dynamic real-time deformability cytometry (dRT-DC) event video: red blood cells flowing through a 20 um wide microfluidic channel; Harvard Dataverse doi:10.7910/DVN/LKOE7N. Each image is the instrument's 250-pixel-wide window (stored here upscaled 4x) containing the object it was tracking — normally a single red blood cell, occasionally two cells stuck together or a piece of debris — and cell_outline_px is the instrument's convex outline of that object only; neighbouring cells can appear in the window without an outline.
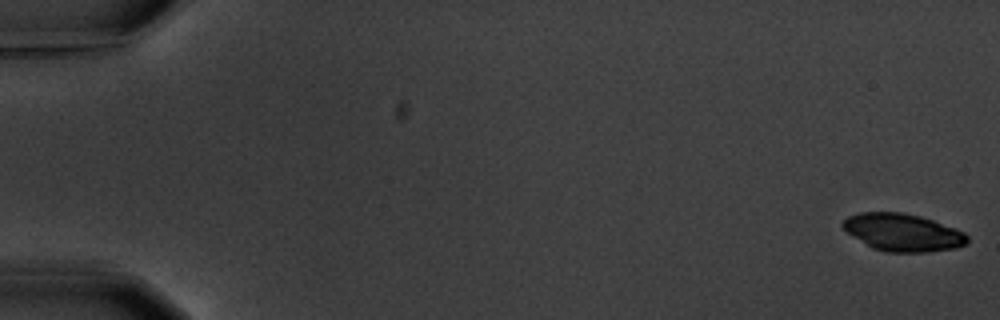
{"species": "common noctule bat (a hibernating species)", "species_latin": "Nyctalus noctula", "temperature_condition": "warm", "stored_images_in_passage": 15, "camera_frame_rate_fps": 3000, "um_per_image_px": 0.085, "animal": {"sex": "male", "body_mass_g": 20.1, "forearm_length_mm": 53.5}, "frame": {"image": 1, "passage_image": 1, "time_ms": 0.0, "image_size_px": [1000, 320], "cell_outline_px": [[968, 244], [956, 248], [924, 252], [888, 252], [872, 248], [848, 232], [840, 224], [848, 216], [860, 212], [904, 212], [920, 216], [956, 228], [964, 232], [968, 236]], "centroid_in_image_um": [76.77, 19.75], "position_along_channel_um": 8.2, "area_um2": 27.17}}
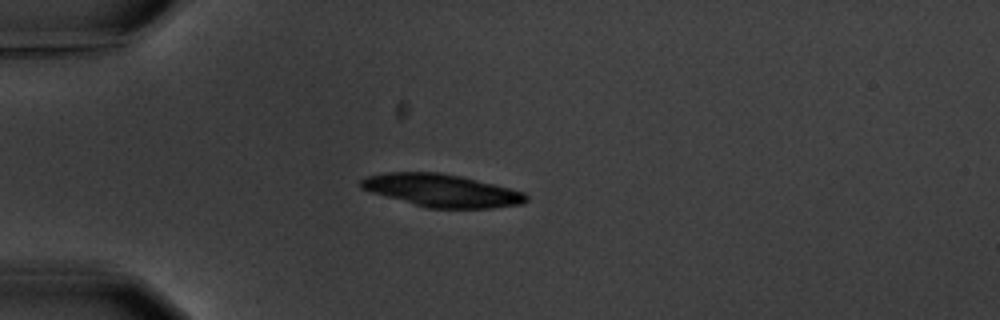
{"frame": {"image": 2, "passage_image": 4, "time_ms": 5.0, "image_size_px": [1000, 320], "cell_outline_px": [[528, 200], [524, 204], [492, 208], [428, 208], [372, 192], [360, 188], [360, 180], [368, 176], [388, 172], [440, 172], [460, 176], [524, 192], [528, 196]], "centroid_in_image_um": [37.56, 16.19], "position_along_channel_um": 47.4, "area_um2": 31.15}}